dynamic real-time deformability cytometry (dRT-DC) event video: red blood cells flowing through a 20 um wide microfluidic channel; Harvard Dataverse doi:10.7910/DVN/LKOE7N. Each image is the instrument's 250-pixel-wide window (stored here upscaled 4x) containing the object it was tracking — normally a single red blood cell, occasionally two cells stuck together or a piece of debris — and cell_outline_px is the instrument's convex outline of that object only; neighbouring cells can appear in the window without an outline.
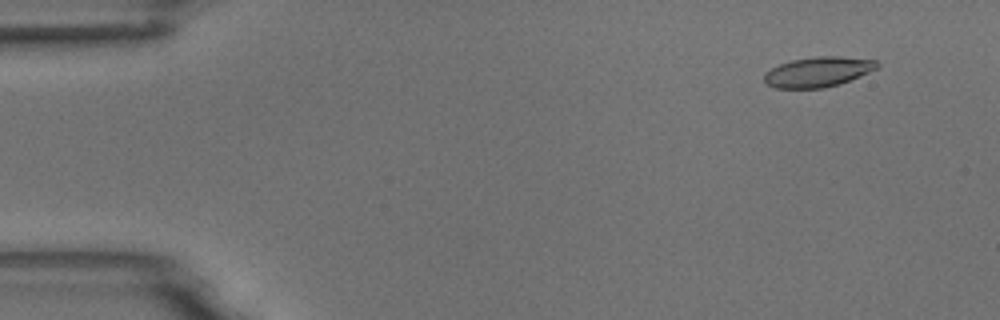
{"species": "common noctule bat (a hibernating species)", "species_latin": "Nyctalus noctula", "temperature_condition": "room temperature", "stored_images_in_passage": 55, "camera_frame_rate_fps": 3000, "um_per_image_px": 0.085, "animal": {"sex": "male", "body_mass_g": 18.8}, "frame": {"image": 1, "passage_image": 5, "time_ms": 1.333, "image_size_px": [1000, 320], "cell_outline_px": [[880, 64], [876, 68], [868, 72], [840, 84], [824, 88], [776, 88], [764, 84], [764, 72], [780, 64], [792, 60], [816, 56], [840, 56], [876, 60]], "centroid_in_image_um": [69.5, 6.11], "position_along_channel_um": 15.5, "area_um2": 19.77}}
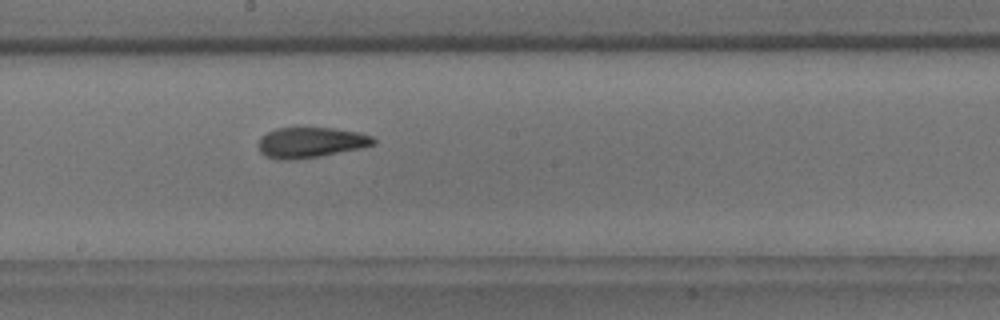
{"frame": {"image": 2, "passage_image": 30, "time_ms": 9.667, "image_size_px": [1000, 320], "cell_outline_px": [[376, 144], [360, 148], [320, 156], [288, 160], [280, 160], [264, 156], [260, 152], [260, 136], [276, 128], [336, 128], [360, 132], [372, 136], [376, 140]], "centroid_in_image_um": [26.43, 12.1], "position_along_channel_um": 221.8, "area_um2": 20.4}}
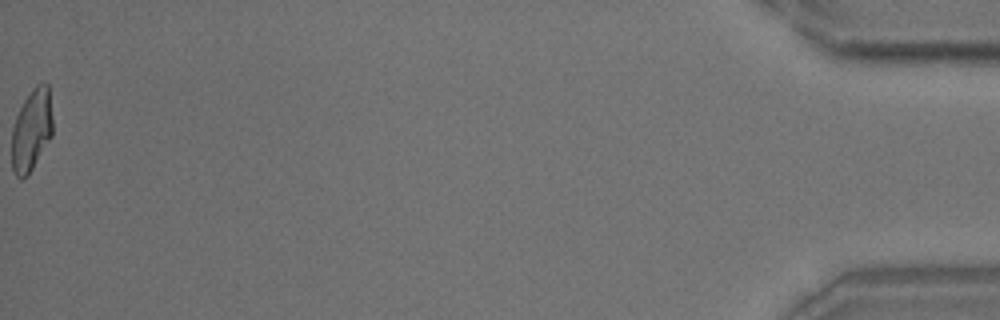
{"frame": {"image": 3, "passage_image": 55, "time_ms": 18.0, "image_size_px": [1000, 320], "cell_outline_px": [[52, 136], [28, 176], [20, 180], [16, 176], [12, 168], [12, 128], [16, 116], [24, 100], [32, 88], [40, 80], [44, 80], [48, 84], [52, 116]], "centroid_in_image_um": [2.69, 11.04], "position_along_channel_um": 432.5, "area_um2": 19.83}, "authors_computed_cell_mechanics": {"area_um2": 20.4612, "velocity_mm_per_s": 3.7275, "shape_relaxation_time_tau1_ms": 5.4042, "shape_relaxation_time_tau2_ms": 1.4221, "deformation_change_tau1": 0.1815, "deformation_change_tau2": 0.0858}}